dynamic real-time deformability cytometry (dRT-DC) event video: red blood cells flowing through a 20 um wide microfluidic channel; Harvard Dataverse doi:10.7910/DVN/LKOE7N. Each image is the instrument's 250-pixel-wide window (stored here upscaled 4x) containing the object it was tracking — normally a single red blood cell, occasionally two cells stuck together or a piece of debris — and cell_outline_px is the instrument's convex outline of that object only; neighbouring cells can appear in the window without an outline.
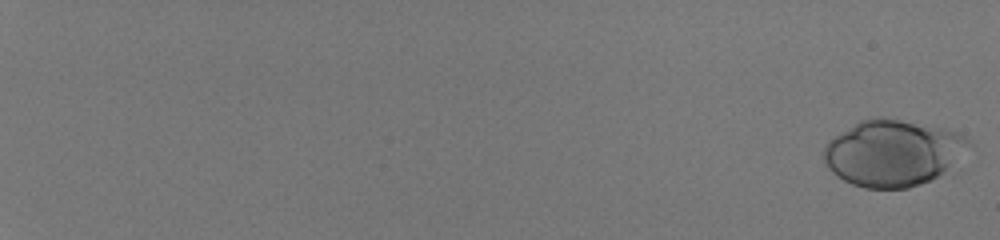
{"species": "human", "species_latin": "Homo sapiens", "temperature_condition": "room temperature", "stored_images_in_passage": 56, "camera_frame_rate_fps": 3000, "um_per_image_px": 0.085, "donor": {"sex": "male"}, "frame": {"image": 1, "passage_image": 1, "time_ms": 0.0, "image_size_px": [1000, 240], "cell_outline_px": [[972, 144], [932, 180], [908, 188], [864, 188], [852, 184], [844, 180], [832, 172], [824, 164], [824, 148], [828, 140], [840, 132], [860, 120], [876, 116], [880, 116], [944, 128], [956, 132], [972, 140]], "centroid_in_image_um": [75.83, 12.98], "position_along_channel_um": 9.2, "area_um2": 55.55}}
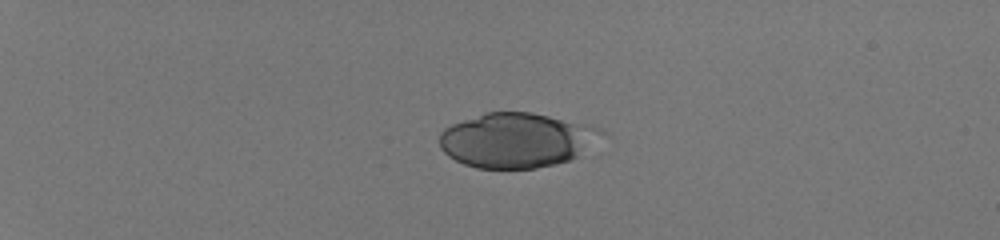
{"frame": {"image": 2, "passage_image": 17, "time_ms": 5.333, "image_size_px": [1000, 240], "cell_outline_px": [[576, 156], [572, 160], [536, 168], [476, 168], [464, 164], [448, 156], [440, 148], [440, 132], [444, 128], [452, 124], [484, 112], [532, 112], [548, 116], [572, 124], [576, 148]], "centroid_in_image_um": [43.29, 11.96], "position_along_channel_um": 41.7, "area_um2": 46.64}}